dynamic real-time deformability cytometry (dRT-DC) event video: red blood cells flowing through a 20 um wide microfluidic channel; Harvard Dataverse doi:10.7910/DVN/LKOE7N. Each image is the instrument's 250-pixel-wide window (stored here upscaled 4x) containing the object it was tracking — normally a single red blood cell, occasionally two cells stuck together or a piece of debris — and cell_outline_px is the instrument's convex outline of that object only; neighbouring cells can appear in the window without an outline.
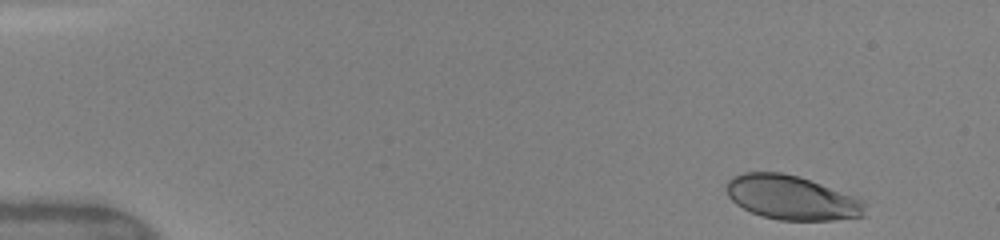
{"species": "human", "species_latin": "Homo sapiens", "temperature_condition": "warm", "stored_images_in_passage": 43, "camera_frame_rate_fps": 3000, "um_per_image_px": 0.085, "donor": {"sex": "female"}, "frame": {"image": 1, "passage_image": 1, "time_ms": 0.0, "image_size_px": [1000, 240], "cell_outline_px": [[868, 216], [832, 220], [780, 220], [764, 216], [752, 212], [736, 204], [728, 196], [724, 188], [728, 180], [732, 176], [744, 172], [784, 172], [800, 176], [852, 196], [860, 200], [864, 204]], "centroid_in_image_um": [67.26, 16.79], "position_along_channel_um": 17.7, "area_um2": 35.66}}
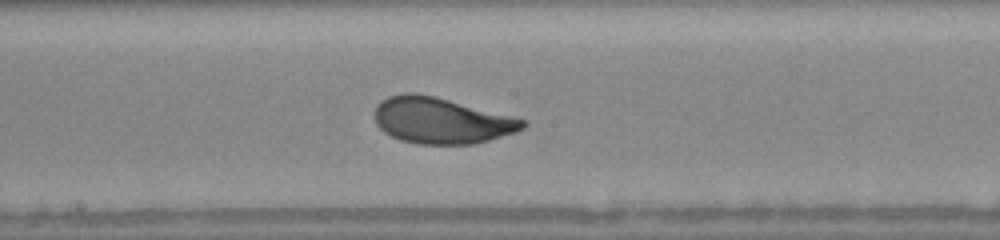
{"frame": {"image": 2, "passage_image": 25, "time_ms": 7.667, "image_size_px": [1000, 240], "cell_outline_px": [[528, 124], [524, 128], [516, 132], [488, 140], [472, 144], [416, 144], [400, 140], [384, 132], [376, 124], [376, 104], [380, 100], [388, 96], [404, 92], [416, 92], [436, 96], [528, 120]], "centroid_in_image_um": [37.51, 10.23], "position_along_channel_um": 210.7, "area_um2": 40.06}}
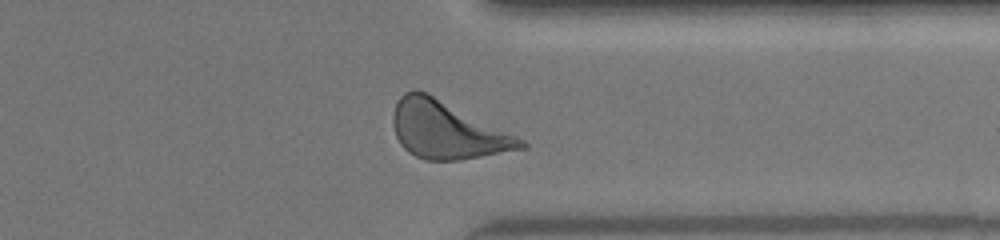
{"frame": {"image": 3, "passage_image": 38, "time_ms": 11.667, "image_size_px": [1000, 240], "cell_outline_px": [[528, 148], [460, 160], [424, 160], [408, 152], [400, 144], [396, 136], [392, 124], [392, 116], [396, 104], [400, 96], [404, 92], [416, 88], [428, 92], [524, 140], [528, 144]], "centroid_in_image_um": [37.96, 11.05], "position_along_channel_um": 373.4, "area_um2": 42.71}, "authors_computed_cell_mechanics": {"area_um2": 39.2462, "velocity_mm_per_s": 4.0752, "shape_relaxation_time_tau1_ms": 3.294, "shape_relaxation_time_tau2_ms": null, "deformation_change_tau1": 0.1574, "deformation_change_tau2": null}}